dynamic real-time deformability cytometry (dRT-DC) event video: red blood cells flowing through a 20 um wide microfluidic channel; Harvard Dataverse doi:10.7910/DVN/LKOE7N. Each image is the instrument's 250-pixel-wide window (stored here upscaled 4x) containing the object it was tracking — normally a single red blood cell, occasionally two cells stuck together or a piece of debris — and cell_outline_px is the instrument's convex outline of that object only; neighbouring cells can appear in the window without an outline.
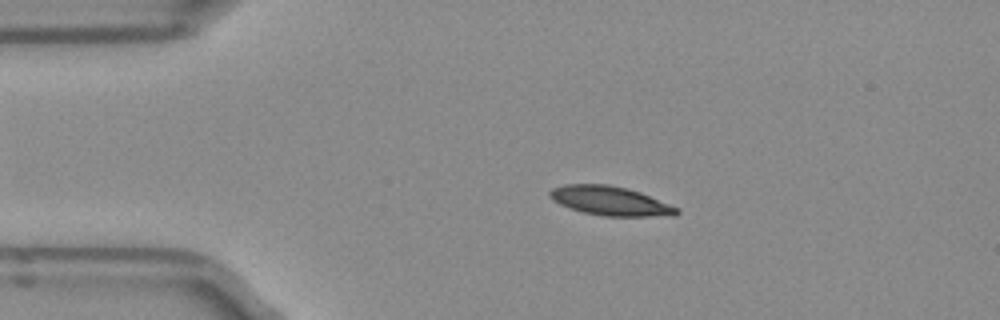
{"species": "Egyptian fruit bat (a non-hibernating species)", "species_latin": "Rousettus aegyptiacus", "temperature_condition": "room temperature", "stored_images_in_passage": 50, "camera_frame_rate_fps": 3000, "um_per_image_px": 0.085, "frame": {"image": 1, "passage_image": 9, "time_ms": 2.667, "image_size_px": [1000, 320], "cell_outline_px": [[680, 212], [672, 216], [604, 216], [584, 212], [568, 208], [552, 200], [548, 196], [548, 192], [552, 188], [564, 184], [608, 184], [640, 192], [680, 208]], "centroid_in_image_um": [51.85, 17.07], "position_along_channel_um": 33.1, "area_um2": 21.62}}
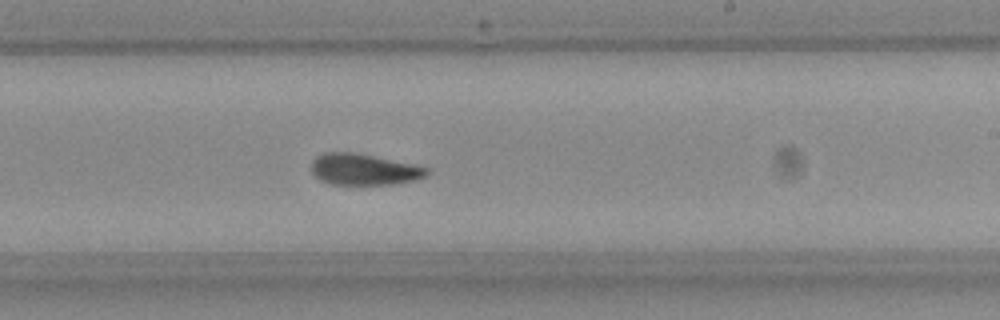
{"frame": {"image": 2, "passage_image": 29, "time_ms": 9.333, "image_size_px": [1000, 320], "cell_outline_px": [[428, 176], [416, 180], [396, 184], [328, 184], [320, 180], [312, 172], [312, 160], [316, 156], [324, 152], [352, 152], [412, 164], [428, 168]], "centroid_in_image_um": [30.92, 14.41], "position_along_channel_um": 258.1, "area_um2": 20.92}}
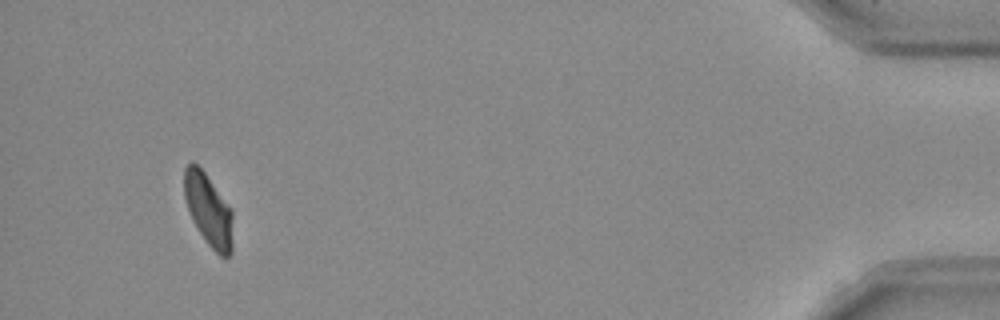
{"frame": {"image": 3, "passage_image": 47, "time_ms": 15.333, "image_size_px": [1000, 320], "cell_outline_px": [[232, 252], [228, 256], [220, 256], [208, 244], [200, 232], [188, 208], [184, 196], [184, 168], [192, 160], [204, 172], [232, 212]], "centroid_in_image_um": [17.71, 17.84], "position_along_channel_um": 417.5, "area_um2": 19.77}, "authors_computed_cell_mechanics": {"area_um2": 21.0681, "velocity_mm_per_s": 3.938, "shape_relaxation_time_tau1_ms": 7.0759, "shape_relaxation_time_tau2_ms": 2.6099, "deformation_change_tau1": 0.1807, "deformation_change_tau2": 0.0803}}